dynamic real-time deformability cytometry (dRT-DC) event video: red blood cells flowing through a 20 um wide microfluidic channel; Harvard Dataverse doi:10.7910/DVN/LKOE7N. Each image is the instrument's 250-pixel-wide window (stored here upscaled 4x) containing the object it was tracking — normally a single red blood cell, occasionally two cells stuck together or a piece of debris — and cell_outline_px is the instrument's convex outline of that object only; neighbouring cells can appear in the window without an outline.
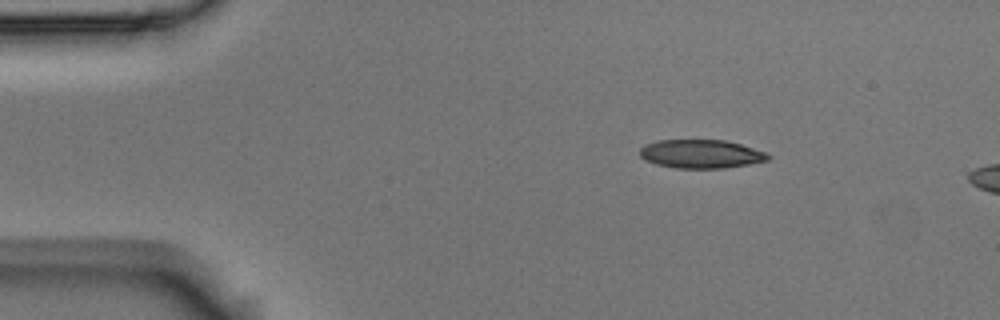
{"species": "Egyptian fruit bat (a non-hibernating species)", "species_latin": "Rousettus aegyptiacus", "temperature_condition": "room temperature", "stored_images_in_passage": 3, "camera_frame_rate_fps": 3000, "um_per_image_px": 0.085, "animal": {"sex": "male"}, "frame": {"image": 1, "passage_image": 1, "time_ms": 0.0, "image_size_px": [1000, 320], "cell_outline_px": [[772, 156], [768, 160], [748, 164], [724, 168], [676, 168], [656, 164], [644, 160], [640, 156], [640, 148], [644, 144], [656, 140], [724, 140], [740, 144], [768, 152]], "centroid_in_image_um": [59.58, 13.08], "position_along_channel_um": 25.4, "area_um2": 21.5}}
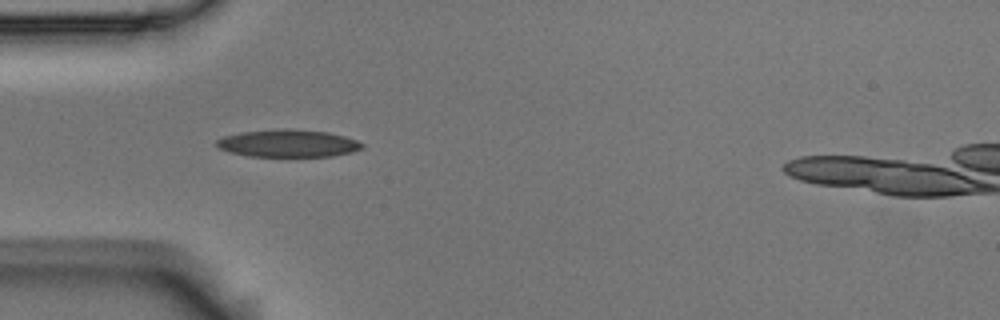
{"frame": {"image": 2, "passage_image": 3, "time_ms": 0.667, "image_size_px": [1000, 320], "cell_outline_px": [[364, 148], [352, 152], [332, 156], [248, 156], [232, 152], [220, 148], [216, 144], [216, 140], [224, 136], [240, 132], [284, 128], [288, 128], [328, 132], [344, 136], [356, 140], [364, 144]], "centroid_in_image_um": [24.51, 12.17], "position_along_channel_um": 60.5, "area_um2": 23.24}}